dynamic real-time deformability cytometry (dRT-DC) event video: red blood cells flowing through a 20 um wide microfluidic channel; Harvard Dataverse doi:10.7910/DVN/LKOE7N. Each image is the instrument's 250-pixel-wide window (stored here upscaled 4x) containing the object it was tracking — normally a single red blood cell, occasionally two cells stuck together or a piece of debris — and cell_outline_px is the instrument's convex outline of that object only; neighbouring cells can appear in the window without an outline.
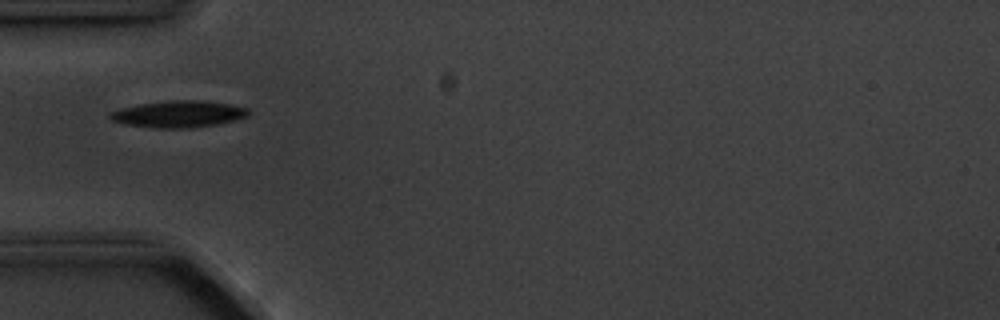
{"species": "common noctule bat (a hibernating species)", "species_latin": "Nyctalus noctula", "temperature_condition": "cold", "stored_images_in_passage": 3, "camera_frame_rate_fps": 3000, "um_per_image_px": 0.085, "animal": {"sex": "male", "body_mass_g": 20.1, "forearm_length_mm": 53.5}, "frame": {"image": 1, "passage_image": 1, "time_ms": 0.0, "image_size_px": [1000, 320], "cell_outline_px": [[252, 112], [248, 116], [236, 120], [216, 124], [188, 128], [152, 128], [124, 124], [112, 120], [108, 116], [112, 112], [120, 108], [140, 104], [172, 100], [204, 100], [228, 104], [248, 108]], "centroid_in_image_um": [15.2, 9.69], "position_along_channel_um": 69.8, "area_um2": 21.56}}